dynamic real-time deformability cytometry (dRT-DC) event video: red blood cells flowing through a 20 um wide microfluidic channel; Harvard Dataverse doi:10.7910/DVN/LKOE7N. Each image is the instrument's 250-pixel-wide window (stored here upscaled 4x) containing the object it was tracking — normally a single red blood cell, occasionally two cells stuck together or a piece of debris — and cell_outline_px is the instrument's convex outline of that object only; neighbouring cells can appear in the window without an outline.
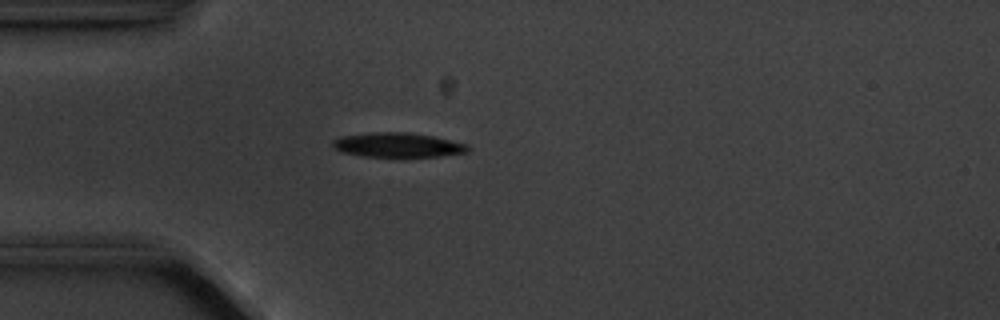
{"species": "common noctule bat (a hibernating species)", "species_latin": "Nyctalus noctula", "temperature_condition": "cold", "stored_images_in_passage": 1, "camera_frame_rate_fps": 3000, "um_per_image_px": 0.085, "animal": {"sex": "male", "body_mass_g": 20.1, "forearm_length_mm": 53.5}, "frame": {"image": 1, "passage_image": 1, "time_ms": 0.0, "image_size_px": [1000, 320], "cell_outline_px": [[468, 152], [440, 156], [404, 160], [400, 160], [364, 156], [340, 152], [332, 144], [332, 140], [340, 136], [372, 132], [408, 132], [432, 136], [468, 144]], "centroid_in_image_um": [33.8, 12.37], "position_along_channel_um": 51.2, "area_um2": 20.29}}